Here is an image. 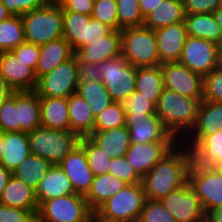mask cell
<instances>
[{"mask_svg": "<svg viewBox=\"0 0 222 222\" xmlns=\"http://www.w3.org/2000/svg\"><path fill=\"white\" fill-rule=\"evenodd\" d=\"M192 151L179 142L142 178L147 199L160 200L188 183Z\"/></svg>", "mask_w": 222, "mask_h": 222, "instance_id": "obj_1", "label": "cell"}, {"mask_svg": "<svg viewBox=\"0 0 222 222\" xmlns=\"http://www.w3.org/2000/svg\"><path fill=\"white\" fill-rule=\"evenodd\" d=\"M202 98H191L164 88L156 105V115L180 142L196 123Z\"/></svg>", "mask_w": 222, "mask_h": 222, "instance_id": "obj_2", "label": "cell"}, {"mask_svg": "<svg viewBox=\"0 0 222 222\" xmlns=\"http://www.w3.org/2000/svg\"><path fill=\"white\" fill-rule=\"evenodd\" d=\"M21 19L28 43L43 45L63 37V8L59 3H46L23 14Z\"/></svg>", "mask_w": 222, "mask_h": 222, "instance_id": "obj_3", "label": "cell"}, {"mask_svg": "<svg viewBox=\"0 0 222 222\" xmlns=\"http://www.w3.org/2000/svg\"><path fill=\"white\" fill-rule=\"evenodd\" d=\"M145 200L142 183L127 184L104 202L94 214L98 222L138 221Z\"/></svg>", "mask_w": 222, "mask_h": 222, "instance_id": "obj_4", "label": "cell"}, {"mask_svg": "<svg viewBox=\"0 0 222 222\" xmlns=\"http://www.w3.org/2000/svg\"><path fill=\"white\" fill-rule=\"evenodd\" d=\"M31 154L39 155L51 164L58 165L79 145L80 137L71 130L50 129L39 126L28 132Z\"/></svg>", "mask_w": 222, "mask_h": 222, "instance_id": "obj_5", "label": "cell"}, {"mask_svg": "<svg viewBox=\"0 0 222 222\" xmlns=\"http://www.w3.org/2000/svg\"><path fill=\"white\" fill-rule=\"evenodd\" d=\"M121 55L135 67L160 66L154 30L144 25L121 30Z\"/></svg>", "mask_w": 222, "mask_h": 222, "instance_id": "obj_6", "label": "cell"}, {"mask_svg": "<svg viewBox=\"0 0 222 222\" xmlns=\"http://www.w3.org/2000/svg\"><path fill=\"white\" fill-rule=\"evenodd\" d=\"M188 183L208 216L222 208V175L214 168L192 162Z\"/></svg>", "mask_w": 222, "mask_h": 222, "instance_id": "obj_7", "label": "cell"}, {"mask_svg": "<svg viewBox=\"0 0 222 222\" xmlns=\"http://www.w3.org/2000/svg\"><path fill=\"white\" fill-rule=\"evenodd\" d=\"M100 81L104 83L111 98L121 101L135 91L137 67L120 55L100 64Z\"/></svg>", "mask_w": 222, "mask_h": 222, "instance_id": "obj_8", "label": "cell"}, {"mask_svg": "<svg viewBox=\"0 0 222 222\" xmlns=\"http://www.w3.org/2000/svg\"><path fill=\"white\" fill-rule=\"evenodd\" d=\"M38 212L44 222H84L94 213L85 196L78 193L46 200Z\"/></svg>", "mask_w": 222, "mask_h": 222, "instance_id": "obj_9", "label": "cell"}, {"mask_svg": "<svg viewBox=\"0 0 222 222\" xmlns=\"http://www.w3.org/2000/svg\"><path fill=\"white\" fill-rule=\"evenodd\" d=\"M105 24L91 16L74 11H63V37L69 42L72 50L91 44L110 33Z\"/></svg>", "mask_w": 222, "mask_h": 222, "instance_id": "obj_10", "label": "cell"}, {"mask_svg": "<svg viewBox=\"0 0 222 222\" xmlns=\"http://www.w3.org/2000/svg\"><path fill=\"white\" fill-rule=\"evenodd\" d=\"M76 58L72 56L38 79L36 93L39 97L68 98L78 86Z\"/></svg>", "mask_w": 222, "mask_h": 222, "instance_id": "obj_11", "label": "cell"}, {"mask_svg": "<svg viewBox=\"0 0 222 222\" xmlns=\"http://www.w3.org/2000/svg\"><path fill=\"white\" fill-rule=\"evenodd\" d=\"M178 62L192 72L205 76L220 65L218 44L206 39L187 36Z\"/></svg>", "mask_w": 222, "mask_h": 222, "instance_id": "obj_12", "label": "cell"}, {"mask_svg": "<svg viewBox=\"0 0 222 222\" xmlns=\"http://www.w3.org/2000/svg\"><path fill=\"white\" fill-rule=\"evenodd\" d=\"M176 222H204L207 215L189 183L159 200Z\"/></svg>", "mask_w": 222, "mask_h": 222, "instance_id": "obj_13", "label": "cell"}, {"mask_svg": "<svg viewBox=\"0 0 222 222\" xmlns=\"http://www.w3.org/2000/svg\"><path fill=\"white\" fill-rule=\"evenodd\" d=\"M125 127L129 131L131 143L178 141L156 114H125Z\"/></svg>", "mask_w": 222, "mask_h": 222, "instance_id": "obj_14", "label": "cell"}, {"mask_svg": "<svg viewBox=\"0 0 222 222\" xmlns=\"http://www.w3.org/2000/svg\"><path fill=\"white\" fill-rule=\"evenodd\" d=\"M164 88L191 98H203V76L179 62L162 63Z\"/></svg>", "mask_w": 222, "mask_h": 222, "instance_id": "obj_15", "label": "cell"}, {"mask_svg": "<svg viewBox=\"0 0 222 222\" xmlns=\"http://www.w3.org/2000/svg\"><path fill=\"white\" fill-rule=\"evenodd\" d=\"M178 143L179 141L131 143L125 157L137 174L143 178Z\"/></svg>", "mask_w": 222, "mask_h": 222, "instance_id": "obj_16", "label": "cell"}, {"mask_svg": "<svg viewBox=\"0 0 222 222\" xmlns=\"http://www.w3.org/2000/svg\"><path fill=\"white\" fill-rule=\"evenodd\" d=\"M222 130V102L202 100L196 123L180 141L192 150L205 136Z\"/></svg>", "mask_w": 222, "mask_h": 222, "instance_id": "obj_17", "label": "cell"}, {"mask_svg": "<svg viewBox=\"0 0 222 222\" xmlns=\"http://www.w3.org/2000/svg\"><path fill=\"white\" fill-rule=\"evenodd\" d=\"M70 179L75 193L86 195L91 188L94 174L89 166L84 148L79 144L58 164Z\"/></svg>", "mask_w": 222, "mask_h": 222, "instance_id": "obj_18", "label": "cell"}, {"mask_svg": "<svg viewBox=\"0 0 222 222\" xmlns=\"http://www.w3.org/2000/svg\"><path fill=\"white\" fill-rule=\"evenodd\" d=\"M0 72L13 91L35 90L38 79L35 71L11 51L0 52Z\"/></svg>", "mask_w": 222, "mask_h": 222, "instance_id": "obj_19", "label": "cell"}, {"mask_svg": "<svg viewBox=\"0 0 222 222\" xmlns=\"http://www.w3.org/2000/svg\"><path fill=\"white\" fill-rule=\"evenodd\" d=\"M121 55V31L110 33L73 51L78 63H102Z\"/></svg>", "mask_w": 222, "mask_h": 222, "instance_id": "obj_20", "label": "cell"}, {"mask_svg": "<svg viewBox=\"0 0 222 222\" xmlns=\"http://www.w3.org/2000/svg\"><path fill=\"white\" fill-rule=\"evenodd\" d=\"M160 63L178 62L187 38L185 22L154 30Z\"/></svg>", "mask_w": 222, "mask_h": 222, "instance_id": "obj_21", "label": "cell"}, {"mask_svg": "<svg viewBox=\"0 0 222 222\" xmlns=\"http://www.w3.org/2000/svg\"><path fill=\"white\" fill-rule=\"evenodd\" d=\"M35 192L38 205L46 200L75 193L70 179L55 164L49 168Z\"/></svg>", "mask_w": 222, "mask_h": 222, "instance_id": "obj_22", "label": "cell"}, {"mask_svg": "<svg viewBox=\"0 0 222 222\" xmlns=\"http://www.w3.org/2000/svg\"><path fill=\"white\" fill-rule=\"evenodd\" d=\"M72 56L73 50L64 37L40 45L39 61L35 69L37 79L49 73Z\"/></svg>", "mask_w": 222, "mask_h": 222, "instance_id": "obj_23", "label": "cell"}, {"mask_svg": "<svg viewBox=\"0 0 222 222\" xmlns=\"http://www.w3.org/2000/svg\"><path fill=\"white\" fill-rule=\"evenodd\" d=\"M16 110L20 132H30L41 126L40 97L35 90L16 91Z\"/></svg>", "mask_w": 222, "mask_h": 222, "instance_id": "obj_24", "label": "cell"}, {"mask_svg": "<svg viewBox=\"0 0 222 222\" xmlns=\"http://www.w3.org/2000/svg\"><path fill=\"white\" fill-rule=\"evenodd\" d=\"M89 138L111 159L125 156L131 144L130 134L125 126L93 131Z\"/></svg>", "mask_w": 222, "mask_h": 222, "instance_id": "obj_25", "label": "cell"}, {"mask_svg": "<svg viewBox=\"0 0 222 222\" xmlns=\"http://www.w3.org/2000/svg\"><path fill=\"white\" fill-rule=\"evenodd\" d=\"M41 126L70 130L68 98L40 97Z\"/></svg>", "mask_w": 222, "mask_h": 222, "instance_id": "obj_26", "label": "cell"}, {"mask_svg": "<svg viewBox=\"0 0 222 222\" xmlns=\"http://www.w3.org/2000/svg\"><path fill=\"white\" fill-rule=\"evenodd\" d=\"M0 203L10 207L30 210L31 212L38 211L39 206L35 190L13 175L0 196Z\"/></svg>", "mask_w": 222, "mask_h": 222, "instance_id": "obj_27", "label": "cell"}, {"mask_svg": "<svg viewBox=\"0 0 222 222\" xmlns=\"http://www.w3.org/2000/svg\"><path fill=\"white\" fill-rule=\"evenodd\" d=\"M70 130L79 137H89L93 133L95 116L90 106L77 93L68 97Z\"/></svg>", "mask_w": 222, "mask_h": 222, "instance_id": "obj_28", "label": "cell"}, {"mask_svg": "<svg viewBox=\"0 0 222 222\" xmlns=\"http://www.w3.org/2000/svg\"><path fill=\"white\" fill-rule=\"evenodd\" d=\"M31 154L27 132L4 133V151L0 160L8 170L14 171Z\"/></svg>", "mask_w": 222, "mask_h": 222, "instance_id": "obj_29", "label": "cell"}, {"mask_svg": "<svg viewBox=\"0 0 222 222\" xmlns=\"http://www.w3.org/2000/svg\"><path fill=\"white\" fill-rule=\"evenodd\" d=\"M127 185L123 180L111 174L94 176L91 188L85 195L89 208L95 212L104 202Z\"/></svg>", "mask_w": 222, "mask_h": 222, "instance_id": "obj_30", "label": "cell"}, {"mask_svg": "<svg viewBox=\"0 0 222 222\" xmlns=\"http://www.w3.org/2000/svg\"><path fill=\"white\" fill-rule=\"evenodd\" d=\"M183 0H164L145 17L144 26L156 30L184 21Z\"/></svg>", "mask_w": 222, "mask_h": 222, "instance_id": "obj_31", "label": "cell"}, {"mask_svg": "<svg viewBox=\"0 0 222 222\" xmlns=\"http://www.w3.org/2000/svg\"><path fill=\"white\" fill-rule=\"evenodd\" d=\"M187 36L198 37L216 44L222 39V31L212 13L185 14Z\"/></svg>", "mask_w": 222, "mask_h": 222, "instance_id": "obj_32", "label": "cell"}, {"mask_svg": "<svg viewBox=\"0 0 222 222\" xmlns=\"http://www.w3.org/2000/svg\"><path fill=\"white\" fill-rule=\"evenodd\" d=\"M164 89L161 66L137 67L135 90L157 105Z\"/></svg>", "mask_w": 222, "mask_h": 222, "instance_id": "obj_33", "label": "cell"}, {"mask_svg": "<svg viewBox=\"0 0 222 222\" xmlns=\"http://www.w3.org/2000/svg\"><path fill=\"white\" fill-rule=\"evenodd\" d=\"M52 165L41 156L30 154L12 171V175L36 191L39 182Z\"/></svg>", "mask_w": 222, "mask_h": 222, "instance_id": "obj_34", "label": "cell"}, {"mask_svg": "<svg viewBox=\"0 0 222 222\" xmlns=\"http://www.w3.org/2000/svg\"><path fill=\"white\" fill-rule=\"evenodd\" d=\"M191 151L197 164L213 167L222 160V130L205 136Z\"/></svg>", "mask_w": 222, "mask_h": 222, "instance_id": "obj_35", "label": "cell"}, {"mask_svg": "<svg viewBox=\"0 0 222 222\" xmlns=\"http://www.w3.org/2000/svg\"><path fill=\"white\" fill-rule=\"evenodd\" d=\"M76 93L87 102L94 116L113 102L106 86L100 80L79 82Z\"/></svg>", "mask_w": 222, "mask_h": 222, "instance_id": "obj_36", "label": "cell"}, {"mask_svg": "<svg viewBox=\"0 0 222 222\" xmlns=\"http://www.w3.org/2000/svg\"><path fill=\"white\" fill-rule=\"evenodd\" d=\"M25 42L21 16H11L0 21V52L11 51Z\"/></svg>", "mask_w": 222, "mask_h": 222, "instance_id": "obj_37", "label": "cell"}, {"mask_svg": "<svg viewBox=\"0 0 222 222\" xmlns=\"http://www.w3.org/2000/svg\"><path fill=\"white\" fill-rule=\"evenodd\" d=\"M118 25L121 30L143 26L145 18L139 0H116Z\"/></svg>", "mask_w": 222, "mask_h": 222, "instance_id": "obj_38", "label": "cell"}, {"mask_svg": "<svg viewBox=\"0 0 222 222\" xmlns=\"http://www.w3.org/2000/svg\"><path fill=\"white\" fill-rule=\"evenodd\" d=\"M79 144L84 148L94 176L107 174L110 168L111 157L107 156L89 137H80Z\"/></svg>", "mask_w": 222, "mask_h": 222, "instance_id": "obj_39", "label": "cell"}, {"mask_svg": "<svg viewBox=\"0 0 222 222\" xmlns=\"http://www.w3.org/2000/svg\"><path fill=\"white\" fill-rule=\"evenodd\" d=\"M125 113L120 102L113 101L95 116L93 131H105L125 126Z\"/></svg>", "mask_w": 222, "mask_h": 222, "instance_id": "obj_40", "label": "cell"}, {"mask_svg": "<svg viewBox=\"0 0 222 222\" xmlns=\"http://www.w3.org/2000/svg\"><path fill=\"white\" fill-rule=\"evenodd\" d=\"M91 17L115 31H121L118 25L116 0H94Z\"/></svg>", "mask_w": 222, "mask_h": 222, "instance_id": "obj_41", "label": "cell"}, {"mask_svg": "<svg viewBox=\"0 0 222 222\" xmlns=\"http://www.w3.org/2000/svg\"><path fill=\"white\" fill-rule=\"evenodd\" d=\"M0 129L4 132H20L16 110V91L0 105Z\"/></svg>", "mask_w": 222, "mask_h": 222, "instance_id": "obj_42", "label": "cell"}, {"mask_svg": "<svg viewBox=\"0 0 222 222\" xmlns=\"http://www.w3.org/2000/svg\"><path fill=\"white\" fill-rule=\"evenodd\" d=\"M202 100L222 102V65L203 76Z\"/></svg>", "mask_w": 222, "mask_h": 222, "instance_id": "obj_43", "label": "cell"}, {"mask_svg": "<svg viewBox=\"0 0 222 222\" xmlns=\"http://www.w3.org/2000/svg\"><path fill=\"white\" fill-rule=\"evenodd\" d=\"M119 102L125 109V114L143 115L156 113V105L148 100V98L142 96V93L137 90L131 96H127Z\"/></svg>", "mask_w": 222, "mask_h": 222, "instance_id": "obj_44", "label": "cell"}, {"mask_svg": "<svg viewBox=\"0 0 222 222\" xmlns=\"http://www.w3.org/2000/svg\"><path fill=\"white\" fill-rule=\"evenodd\" d=\"M139 222H176L171 213L159 200H145Z\"/></svg>", "mask_w": 222, "mask_h": 222, "instance_id": "obj_45", "label": "cell"}, {"mask_svg": "<svg viewBox=\"0 0 222 222\" xmlns=\"http://www.w3.org/2000/svg\"><path fill=\"white\" fill-rule=\"evenodd\" d=\"M108 173L127 184L142 183V178L130 165L125 156L111 159Z\"/></svg>", "mask_w": 222, "mask_h": 222, "instance_id": "obj_46", "label": "cell"}, {"mask_svg": "<svg viewBox=\"0 0 222 222\" xmlns=\"http://www.w3.org/2000/svg\"><path fill=\"white\" fill-rule=\"evenodd\" d=\"M11 52L18 58V60L23 61L35 71L39 61L40 45L25 41L18 47L12 49Z\"/></svg>", "mask_w": 222, "mask_h": 222, "instance_id": "obj_47", "label": "cell"}, {"mask_svg": "<svg viewBox=\"0 0 222 222\" xmlns=\"http://www.w3.org/2000/svg\"><path fill=\"white\" fill-rule=\"evenodd\" d=\"M2 4L12 16H22L23 14L43 7L45 0H1Z\"/></svg>", "mask_w": 222, "mask_h": 222, "instance_id": "obj_48", "label": "cell"}, {"mask_svg": "<svg viewBox=\"0 0 222 222\" xmlns=\"http://www.w3.org/2000/svg\"><path fill=\"white\" fill-rule=\"evenodd\" d=\"M219 7V0H183L185 14L213 13Z\"/></svg>", "mask_w": 222, "mask_h": 222, "instance_id": "obj_49", "label": "cell"}, {"mask_svg": "<svg viewBox=\"0 0 222 222\" xmlns=\"http://www.w3.org/2000/svg\"><path fill=\"white\" fill-rule=\"evenodd\" d=\"M76 66L79 82L100 80V63H78L76 61Z\"/></svg>", "mask_w": 222, "mask_h": 222, "instance_id": "obj_50", "label": "cell"}, {"mask_svg": "<svg viewBox=\"0 0 222 222\" xmlns=\"http://www.w3.org/2000/svg\"><path fill=\"white\" fill-rule=\"evenodd\" d=\"M30 210L10 207L0 203V222H25Z\"/></svg>", "mask_w": 222, "mask_h": 222, "instance_id": "obj_51", "label": "cell"}, {"mask_svg": "<svg viewBox=\"0 0 222 222\" xmlns=\"http://www.w3.org/2000/svg\"><path fill=\"white\" fill-rule=\"evenodd\" d=\"M59 4L63 11H74L91 16L94 0H61Z\"/></svg>", "mask_w": 222, "mask_h": 222, "instance_id": "obj_52", "label": "cell"}, {"mask_svg": "<svg viewBox=\"0 0 222 222\" xmlns=\"http://www.w3.org/2000/svg\"><path fill=\"white\" fill-rule=\"evenodd\" d=\"M13 89L9 86L5 77L0 72V105L6 101V99L13 94Z\"/></svg>", "mask_w": 222, "mask_h": 222, "instance_id": "obj_53", "label": "cell"}, {"mask_svg": "<svg viewBox=\"0 0 222 222\" xmlns=\"http://www.w3.org/2000/svg\"><path fill=\"white\" fill-rule=\"evenodd\" d=\"M164 0H139L144 18L151 13Z\"/></svg>", "mask_w": 222, "mask_h": 222, "instance_id": "obj_54", "label": "cell"}, {"mask_svg": "<svg viewBox=\"0 0 222 222\" xmlns=\"http://www.w3.org/2000/svg\"><path fill=\"white\" fill-rule=\"evenodd\" d=\"M11 177L12 171L8 170L3 164H0V196Z\"/></svg>", "mask_w": 222, "mask_h": 222, "instance_id": "obj_55", "label": "cell"}, {"mask_svg": "<svg viewBox=\"0 0 222 222\" xmlns=\"http://www.w3.org/2000/svg\"><path fill=\"white\" fill-rule=\"evenodd\" d=\"M208 222H222V208L207 216Z\"/></svg>", "mask_w": 222, "mask_h": 222, "instance_id": "obj_56", "label": "cell"}, {"mask_svg": "<svg viewBox=\"0 0 222 222\" xmlns=\"http://www.w3.org/2000/svg\"><path fill=\"white\" fill-rule=\"evenodd\" d=\"M25 222H44L38 211L32 212L25 220Z\"/></svg>", "mask_w": 222, "mask_h": 222, "instance_id": "obj_57", "label": "cell"}, {"mask_svg": "<svg viewBox=\"0 0 222 222\" xmlns=\"http://www.w3.org/2000/svg\"><path fill=\"white\" fill-rule=\"evenodd\" d=\"M12 15L10 12L6 9V7L2 4L0 0V21L7 20L10 18Z\"/></svg>", "mask_w": 222, "mask_h": 222, "instance_id": "obj_58", "label": "cell"}, {"mask_svg": "<svg viewBox=\"0 0 222 222\" xmlns=\"http://www.w3.org/2000/svg\"><path fill=\"white\" fill-rule=\"evenodd\" d=\"M216 23L220 26L222 31V7H218L213 13Z\"/></svg>", "mask_w": 222, "mask_h": 222, "instance_id": "obj_59", "label": "cell"}, {"mask_svg": "<svg viewBox=\"0 0 222 222\" xmlns=\"http://www.w3.org/2000/svg\"><path fill=\"white\" fill-rule=\"evenodd\" d=\"M4 151V132L0 129V160Z\"/></svg>", "mask_w": 222, "mask_h": 222, "instance_id": "obj_60", "label": "cell"}, {"mask_svg": "<svg viewBox=\"0 0 222 222\" xmlns=\"http://www.w3.org/2000/svg\"><path fill=\"white\" fill-rule=\"evenodd\" d=\"M218 54H219L220 65H222V39L218 43Z\"/></svg>", "mask_w": 222, "mask_h": 222, "instance_id": "obj_61", "label": "cell"}, {"mask_svg": "<svg viewBox=\"0 0 222 222\" xmlns=\"http://www.w3.org/2000/svg\"><path fill=\"white\" fill-rule=\"evenodd\" d=\"M222 175V160L213 166Z\"/></svg>", "mask_w": 222, "mask_h": 222, "instance_id": "obj_62", "label": "cell"}, {"mask_svg": "<svg viewBox=\"0 0 222 222\" xmlns=\"http://www.w3.org/2000/svg\"><path fill=\"white\" fill-rule=\"evenodd\" d=\"M84 222H98L96 215L93 213L86 221Z\"/></svg>", "mask_w": 222, "mask_h": 222, "instance_id": "obj_63", "label": "cell"}, {"mask_svg": "<svg viewBox=\"0 0 222 222\" xmlns=\"http://www.w3.org/2000/svg\"><path fill=\"white\" fill-rule=\"evenodd\" d=\"M47 3H59L61 0H45Z\"/></svg>", "mask_w": 222, "mask_h": 222, "instance_id": "obj_64", "label": "cell"}, {"mask_svg": "<svg viewBox=\"0 0 222 222\" xmlns=\"http://www.w3.org/2000/svg\"><path fill=\"white\" fill-rule=\"evenodd\" d=\"M219 7H222V0H219Z\"/></svg>", "mask_w": 222, "mask_h": 222, "instance_id": "obj_65", "label": "cell"}]
</instances>
